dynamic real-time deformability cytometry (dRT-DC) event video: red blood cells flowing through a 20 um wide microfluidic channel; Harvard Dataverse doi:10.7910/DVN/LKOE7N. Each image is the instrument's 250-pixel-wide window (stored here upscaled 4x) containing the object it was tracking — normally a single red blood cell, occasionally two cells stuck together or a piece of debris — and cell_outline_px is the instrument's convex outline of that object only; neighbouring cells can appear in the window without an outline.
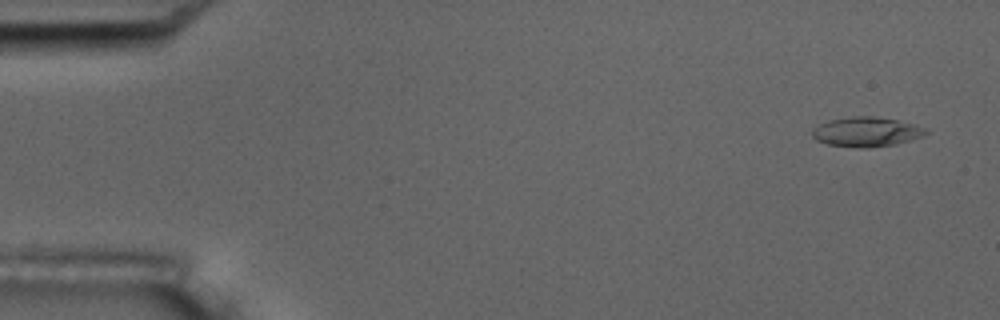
{"species": "common noctule bat (a hibernating species)", "species_latin": "Nyctalus noctula", "temperature_condition": "room temperature", "stored_images_in_passage": 5, "camera_frame_rate_fps": 3000, "um_per_image_px": 0.085, "animal": {"sex": "male", "body_mass_g": 17.5, "forearm_length_mm": 52.3}, "frame": {"image": 1, "passage_image": 1, "time_ms": 0.0, "image_size_px": [1000, 320], "cell_outline_px": [[928, 132], [924, 136], [912, 140], [896, 144], [868, 148], [860, 148], [828, 144], [816, 140], [812, 136], [812, 128], [828, 120], [852, 116], [872, 116], [900, 120], [928, 128]], "centroid_in_image_um": [73.68, 11.2], "position_along_channel_um": 11.3, "area_um2": 19.88}}
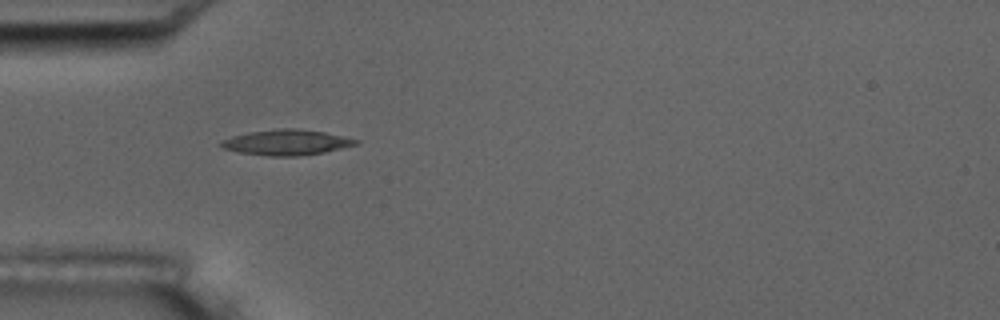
{"frame": {"image": 2, "passage_image": 5, "time_ms": 4.667, "image_size_px": [1000, 320], "cell_outline_px": [[360, 140], [356, 144], [324, 152], [300, 156], [268, 156], [240, 152], [224, 148], [216, 144], [220, 140], [232, 136], [248, 132], [280, 128], [300, 128], [324, 132]], "centroid_in_image_um": [24.3, 12.09], "position_along_channel_um": 60.7, "area_um2": 20.0}}